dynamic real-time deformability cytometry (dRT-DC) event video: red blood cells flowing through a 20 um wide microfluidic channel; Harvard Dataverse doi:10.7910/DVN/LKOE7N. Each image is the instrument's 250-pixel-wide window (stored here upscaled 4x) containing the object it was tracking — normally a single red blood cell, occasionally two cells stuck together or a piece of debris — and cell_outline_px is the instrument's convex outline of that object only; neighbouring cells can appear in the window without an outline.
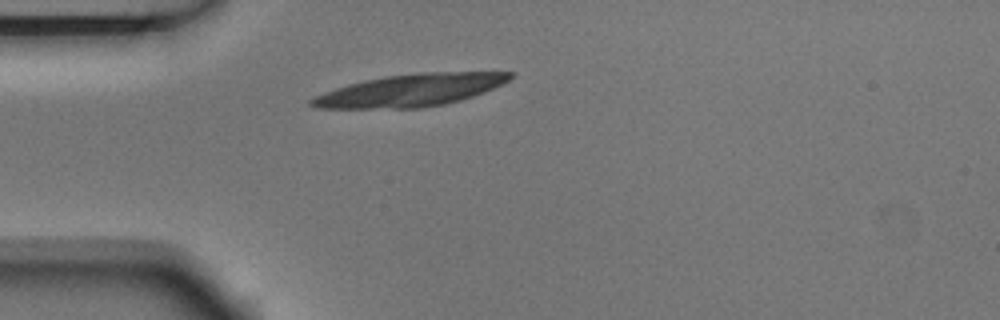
{"species": "Egyptian fruit bat (a non-hibernating species)", "species_latin": "Rousettus aegyptiacus", "temperature_condition": "room temperature", "stored_images_in_passage": 1, "camera_frame_rate_fps": 3000, "um_per_image_px": 0.085, "animal": {"sex": "male"}, "frame": {"image": 1, "passage_image": 1, "time_ms": 0.0, "image_size_px": [1000, 320], "cell_outline_px": [[516, 72], [508, 80], [484, 92], [460, 100], [444, 104], [424, 108], [316, 108], [308, 104], [308, 100], [324, 92], [348, 84], [364, 80], [384, 76], [420, 72]], "centroid_in_image_um": [34.85, 7.67], "position_along_channel_um": 50.1, "area_um2": 37.17}}